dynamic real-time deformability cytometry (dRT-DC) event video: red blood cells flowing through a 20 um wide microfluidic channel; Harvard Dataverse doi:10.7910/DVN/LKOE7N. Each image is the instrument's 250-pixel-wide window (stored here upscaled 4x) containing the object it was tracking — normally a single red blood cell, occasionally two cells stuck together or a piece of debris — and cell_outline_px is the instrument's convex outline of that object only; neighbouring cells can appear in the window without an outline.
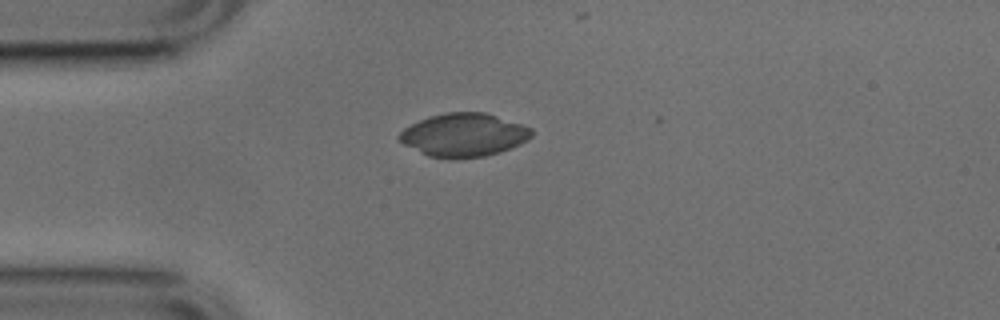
{"species": "common noctule bat (a hibernating species)", "species_latin": "Nyctalus noctula", "temperature_condition": "cold", "stored_images_in_passage": 2, "camera_frame_rate_fps": 3000, "um_per_image_px": 0.085, "animal": {"sex": "male", "body_mass_g": 17.9, "forearm_length_mm": 54.2}, "frame": {"image": 1, "passage_image": 1, "time_ms": 0.0, "image_size_px": [1000, 320], "cell_outline_px": [[532, 136], [528, 140], [512, 148], [500, 152], [484, 156], [452, 160], [448, 160], [428, 156], [404, 144], [396, 136], [404, 128], [428, 116], [444, 112], [484, 112], [532, 128]], "centroid_in_image_um": [39.41, 11.49], "position_along_channel_um": 45.6, "area_um2": 33.58}}